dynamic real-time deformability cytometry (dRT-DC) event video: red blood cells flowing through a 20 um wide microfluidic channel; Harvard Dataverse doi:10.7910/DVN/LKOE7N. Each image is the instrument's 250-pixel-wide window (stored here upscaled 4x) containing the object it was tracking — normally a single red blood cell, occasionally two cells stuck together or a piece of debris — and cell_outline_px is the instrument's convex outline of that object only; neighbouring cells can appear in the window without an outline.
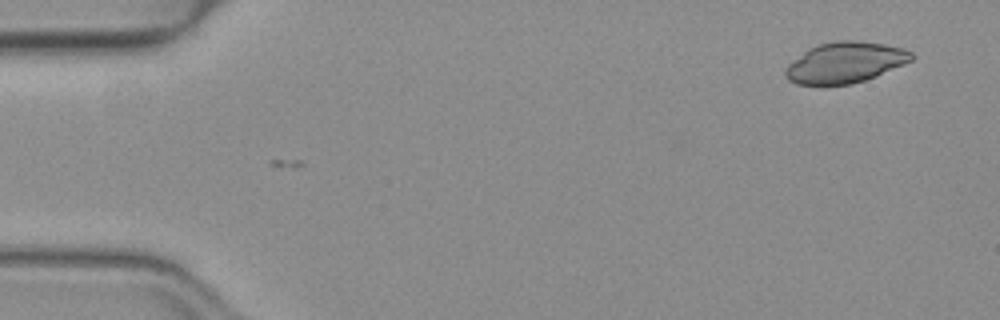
{"species": "common noctule bat (a hibernating species)", "species_latin": "Nyctalus noctula", "temperature_condition": "warm", "stored_images_in_passage": 3, "camera_frame_rate_fps": 3000, "um_per_image_px": 0.085, "animal": {"sex": "female", "body_mass_g": 19.3, "forearm_length_mm": 54.1}, "frame": {"image": 1, "passage_image": 3, "time_ms": 0.667, "image_size_px": [1000, 320], "cell_outline_px": [[916, 56], [912, 60], [904, 64], [864, 80], [852, 84], [796, 84], [788, 80], [784, 76], [784, 68], [788, 64], [808, 48], [816, 44], [836, 40], [860, 40], [884, 44], [904, 48], [912, 52]], "centroid_in_image_um": [71.82, 5.29], "position_along_channel_um": 13.2, "area_um2": 30.11}}